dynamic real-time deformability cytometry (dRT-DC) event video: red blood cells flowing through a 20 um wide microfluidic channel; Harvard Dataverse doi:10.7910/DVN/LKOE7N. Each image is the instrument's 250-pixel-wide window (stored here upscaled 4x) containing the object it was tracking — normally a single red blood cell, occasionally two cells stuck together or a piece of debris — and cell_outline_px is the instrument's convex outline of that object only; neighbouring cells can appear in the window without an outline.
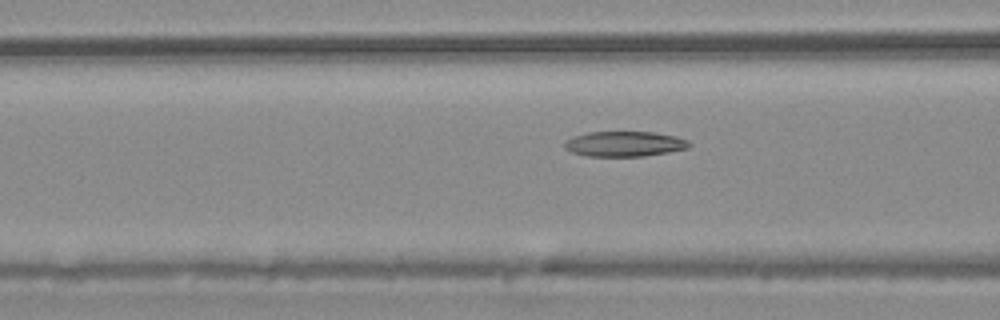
{"species": "common noctule bat (a hibernating species)", "species_latin": "Nyctalus noctula", "temperature_condition": "warm", "stored_images_in_passage": 41, "camera_frame_rate_fps": 3000, "um_per_image_px": 0.085, "animal": {"sex": "male", "body_mass_g": 20.4}, "frame": {"image": 1, "passage_image": 13, "time_ms": 4.0, "image_size_px": [1000, 320], "cell_outline_px": [[692, 144], [688, 148], [668, 152], [644, 156], [588, 156], [572, 152], [564, 148], [564, 140], [572, 136], [588, 132], [656, 132], [676, 136], [688, 140]], "centroid_in_image_um": [53.07, 12.22], "position_along_channel_um": 113.5, "area_um2": 18.44}}
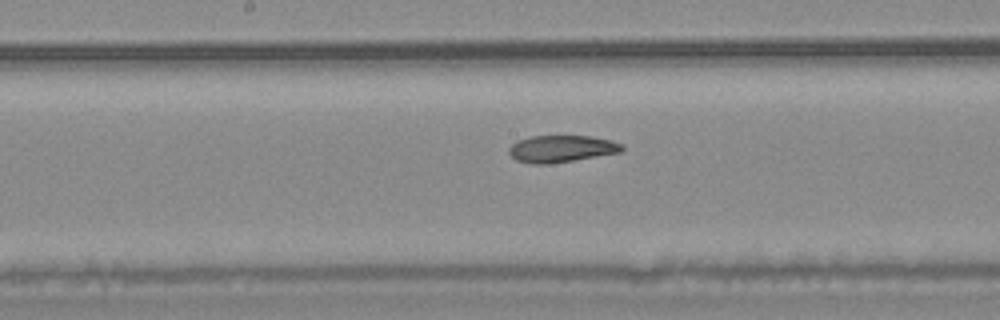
{"frame": {"image": 2, "passage_image": 20, "time_ms": 6.333, "image_size_px": [1000, 320], "cell_outline_px": [[624, 148], [620, 152], [548, 164], [532, 164], [516, 160], [508, 152], [508, 148], [516, 140], [532, 136], [588, 136], [612, 140], [624, 144]], "centroid_in_image_um": [47.7, 12.63], "position_along_channel_um": 200.5, "area_um2": 17.69}}
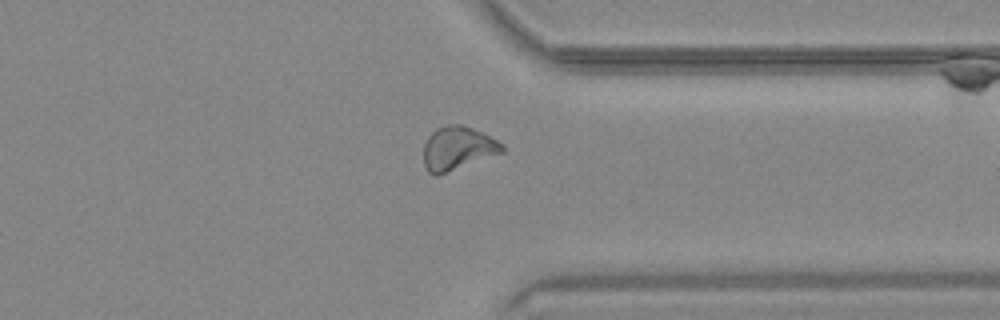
{"frame": {"image": 3, "passage_image": 34, "time_ms": 11.0, "image_size_px": [1000, 320], "cell_outline_px": [[504, 152], [436, 176], [428, 172], [424, 164], [424, 144], [428, 136], [436, 128], [448, 124], [460, 124], [472, 128], [504, 144]], "centroid_in_image_um": [38.88, 12.6], "position_along_channel_um": 372.5, "area_um2": 19.77}, "authors_computed_cell_mechanics": {"area_um2": 18.5538, "velocity_mm_per_s": 3.7148, "shape_relaxation_time_tau1_ms": null, "shape_relaxation_time_tau2_ms": 3.3829, "deformation_change_tau1": null, "deformation_change_tau2": 0.1065}}